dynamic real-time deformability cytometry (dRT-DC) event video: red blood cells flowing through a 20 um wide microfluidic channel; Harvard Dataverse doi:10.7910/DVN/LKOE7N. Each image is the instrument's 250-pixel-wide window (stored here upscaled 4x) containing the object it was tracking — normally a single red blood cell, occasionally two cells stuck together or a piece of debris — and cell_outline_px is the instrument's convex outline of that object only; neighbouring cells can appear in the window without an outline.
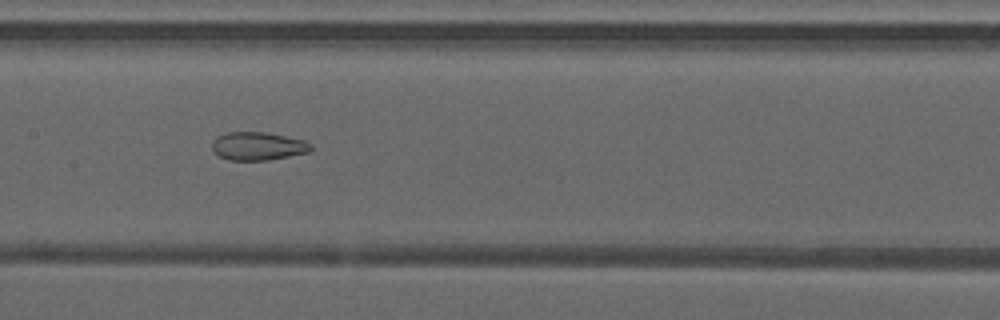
{"species": "common noctule bat (a hibernating species)", "species_latin": "Nyctalus noctula", "temperature_condition": "warm", "stored_images_in_passage": 49, "camera_frame_rate_fps": 3000, "um_per_image_px": 0.085, "animal": {"sex": "male", "forearm_length_mm": 52.5}, "frame": {"image": 1, "passage_image": 25, "time_ms": 8.0, "image_size_px": [1000, 320], "cell_outline_px": [[312, 148], [308, 152], [268, 160], [228, 160], [220, 156], [212, 148], [212, 140], [216, 136], [224, 132], [268, 132], [304, 140], [312, 144]], "centroid_in_image_um": [21.9, 12.4], "position_along_channel_um": 185.5, "area_um2": 16.3}}
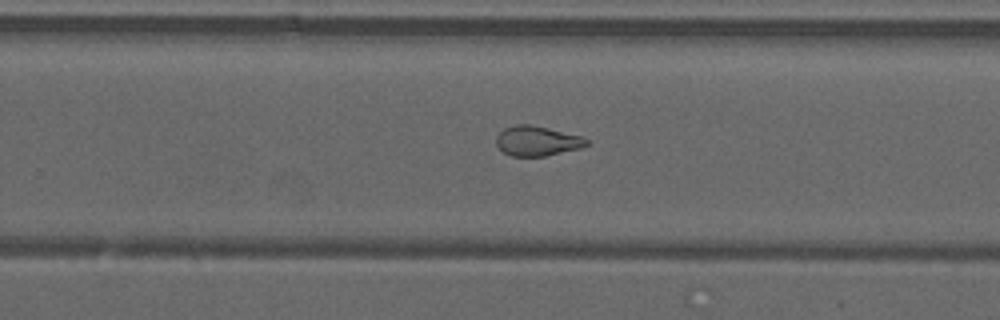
{"frame": {"image": 2, "passage_image": 32, "time_ms": 10.333, "image_size_px": [1000, 320], "cell_outline_px": [[588, 144], [580, 148], [544, 156], [512, 156], [504, 152], [496, 144], [496, 136], [504, 128], [516, 124], [532, 124], [584, 136], [588, 140]], "centroid_in_image_um": [45.66, 11.96], "position_along_channel_um": 284.1, "area_um2": 15.78}}
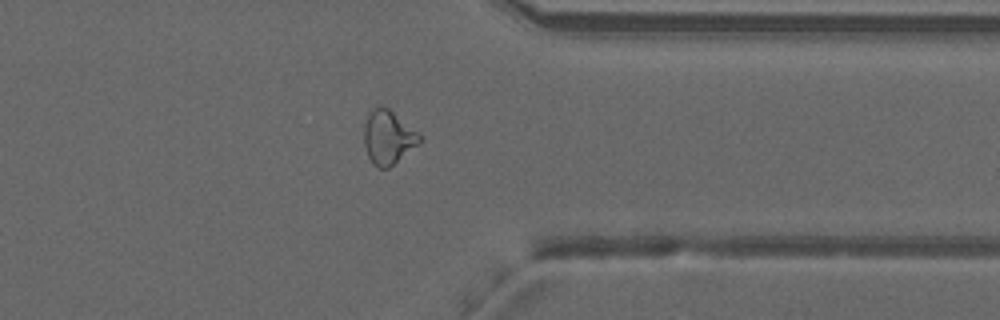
{"frame": {"image": 3, "passage_image": 39, "time_ms": 12.667, "image_size_px": [1000, 320], "cell_outline_px": [[424, 136], [416, 144], [388, 168], [380, 168], [372, 164], [368, 156], [364, 144], [364, 124], [368, 112], [372, 108], [388, 108]], "centroid_in_image_um": [32.96, 11.65], "position_along_channel_um": 378.4, "area_um2": 17.11}, "authors_computed_cell_mechanics": {"area_um2": 20.808, "velocity_mm_per_s": 4.2495, "shape_relaxation_time_tau1_ms": null, "shape_relaxation_time_tau2_ms": 1.6902, "deformation_change_tau1": null, "deformation_change_tau2": 0.0887}}